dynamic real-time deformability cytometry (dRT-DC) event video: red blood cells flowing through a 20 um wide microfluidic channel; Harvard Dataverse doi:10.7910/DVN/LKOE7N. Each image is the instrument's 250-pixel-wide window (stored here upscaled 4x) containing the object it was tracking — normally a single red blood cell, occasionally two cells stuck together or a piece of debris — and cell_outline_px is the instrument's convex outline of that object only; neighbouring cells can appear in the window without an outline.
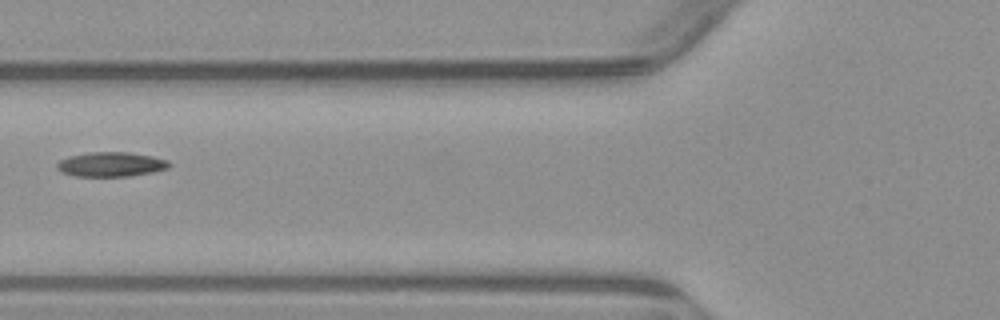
{"species": "common noctule bat (a hibernating species)", "species_latin": "Nyctalus noctula", "temperature_condition": "warm", "stored_images_in_passage": 3, "camera_frame_rate_fps": 3000, "um_per_image_px": 0.085, "animal": {"sex": "male", "body_mass_g": 23.1, "forearm_length_mm": 52.7}, "frame": {"image": 1, "passage_image": 3, "time_ms": 2.333, "image_size_px": [1000, 320], "cell_outline_px": [[172, 164], [168, 168], [152, 172], [128, 176], [76, 176], [60, 172], [56, 168], [56, 164], [60, 160], [68, 156], [88, 152], [128, 152], [152, 156], [168, 160]], "centroid_in_image_um": [9.41, 13.96], "position_along_channel_um": 116.4, "area_um2": 16.13}}